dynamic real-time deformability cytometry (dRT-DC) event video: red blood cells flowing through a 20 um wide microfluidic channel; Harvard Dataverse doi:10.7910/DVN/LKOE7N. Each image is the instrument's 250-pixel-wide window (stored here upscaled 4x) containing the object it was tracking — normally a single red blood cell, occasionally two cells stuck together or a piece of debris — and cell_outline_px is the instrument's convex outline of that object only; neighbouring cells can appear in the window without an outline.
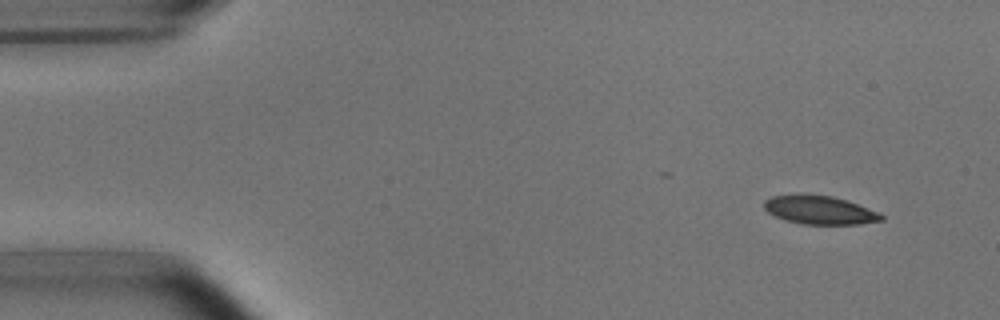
{"species": "common noctule bat (a hibernating species)", "species_latin": "Nyctalus noctula", "temperature_condition": "room temperature", "stored_images_in_passage": 4, "camera_frame_rate_fps": 3000, "um_per_image_px": 0.085, "animal": {"sex": "male", "body_mass_g": 15.6}, "frame": {"image": 1, "passage_image": 1, "time_ms": 0.0, "image_size_px": [1000, 320], "cell_outline_px": [[884, 220], [860, 224], [804, 224], [788, 220], [776, 216], [768, 212], [764, 208], [764, 200], [772, 196], [832, 196], [848, 200], [880, 212], [884, 216]], "centroid_in_image_um": [69.76, 17.87], "position_along_channel_um": 15.2, "area_um2": 19.02}}
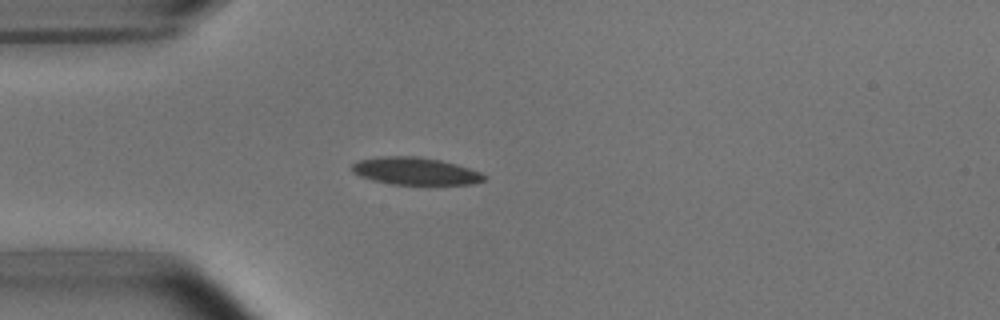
{"frame": {"image": 2, "passage_image": 4, "time_ms": 3.333, "image_size_px": [1000, 320], "cell_outline_px": [[488, 176], [484, 180], [472, 184], [392, 184], [372, 180], [360, 176], [352, 172], [352, 164], [356, 160], [376, 156], [420, 156], [440, 160], [456, 164], [480, 172]], "centroid_in_image_um": [35.26, 14.53], "position_along_channel_um": 49.7, "area_um2": 21.21}}